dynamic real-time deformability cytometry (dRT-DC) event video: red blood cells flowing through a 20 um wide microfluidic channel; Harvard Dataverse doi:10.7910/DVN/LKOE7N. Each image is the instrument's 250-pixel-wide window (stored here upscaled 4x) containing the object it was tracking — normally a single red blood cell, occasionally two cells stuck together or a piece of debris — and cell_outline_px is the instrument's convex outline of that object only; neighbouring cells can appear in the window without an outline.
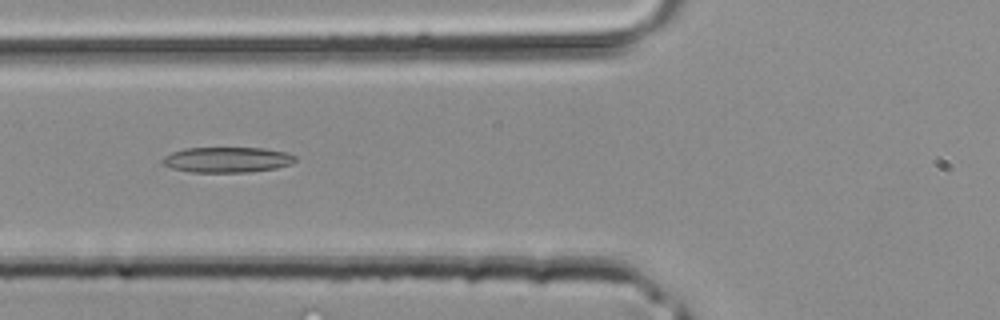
{"species": "common noctule bat (a hibernating species)", "species_latin": "Nyctalus noctula", "temperature_condition": "room temperature", "stored_images_in_passage": 29, "camera_frame_rate_fps": 3000, "um_per_image_px": 0.085, "animal": {"sex": "male", "body_mass_g": 20.4}, "frame": {"image": 1, "passage_image": 3, "time_ms": 0.667, "image_size_px": [1000, 320], "cell_outline_px": [[296, 160], [292, 164], [276, 168], [248, 172], [192, 172], [172, 168], [160, 164], [160, 160], [164, 156], [172, 152], [184, 148], [264, 148], [288, 152], [296, 156]], "centroid_in_image_um": [19.3, 13.57], "position_along_channel_um": 106.5, "area_um2": 19.88}}
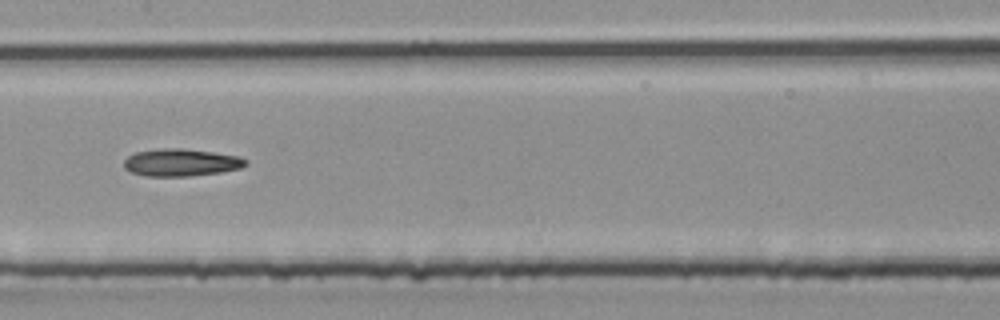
{"frame": {"image": 2, "passage_image": 8, "time_ms": 2.333, "image_size_px": [1000, 320], "cell_outline_px": [[248, 164], [240, 168], [220, 172], [188, 176], [148, 176], [132, 172], [124, 168], [124, 160], [128, 156], [136, 152], [160, 148], [184, 148], [240, 156], [248, 160]], "centroid_in_image_um": [15.41, 13.8], "position_along_channel_um": 192.0, "area_um2": 19.42}}
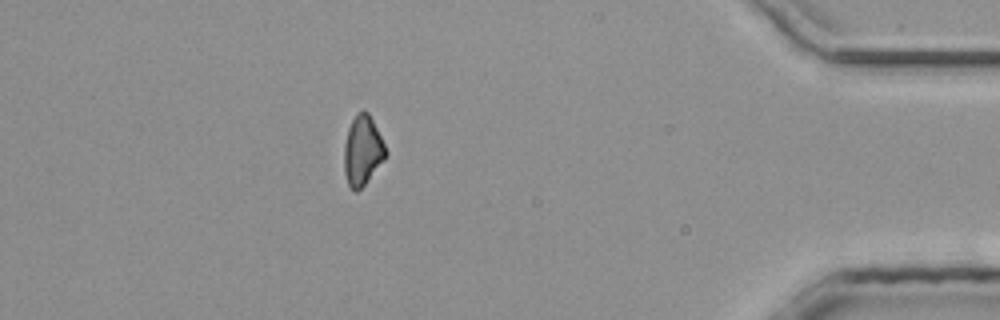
{"frame": {"image": 3, "passage_image": 24, "time_ms": 7.667, "image_size_px": [1000, 320], "cell_outline_px": [[388, 152], [384, 160], [364, 184], [356, 192], [352, 192], [348, 188], [344, 172], [344, 144], [348, 128], [356, 112], [364, 108], [368, 112]], "centroid_in_image_um": [30.79, 12.8], "position_along_channel_um": 404.4, "area_um2": 16.99}}